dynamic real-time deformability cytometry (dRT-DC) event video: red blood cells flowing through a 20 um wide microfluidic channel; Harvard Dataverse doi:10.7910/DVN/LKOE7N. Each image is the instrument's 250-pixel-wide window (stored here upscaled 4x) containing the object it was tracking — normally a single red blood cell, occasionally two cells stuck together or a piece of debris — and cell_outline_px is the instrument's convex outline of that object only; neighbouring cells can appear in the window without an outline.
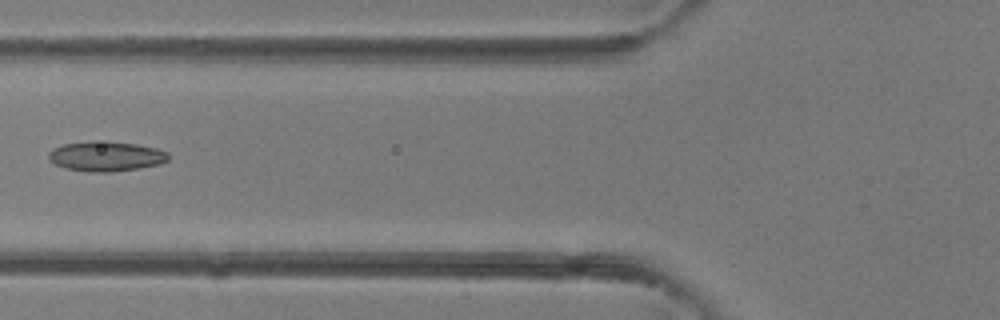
{"species": "common noctule bat (a hibernating species)", "species_latin": "Nyctalus noctula", "temperature_condition": "room temperature", "stored_images_in_passage": 42, "camera_frame_rate_fps": 3000, "um_per_image_px": 0.085, "animal": {"sex": "female"}, "frame": {"image": 1, "passage_image": 17, "time_ms": 5.333, "image_size_px": [1000, 320], "cell_outline_px": [[168, 160], [160, 164], [140, 168], [112, 172], [88, 172], [64, 168], [48, 160], [48, 152], [52, 148], [64, 144], [92, 140], [108, 140], [136, 144], [156, 148], [168, 152]], "centroid_in_image_um": [8.99, 13.27], "position_along_channel_um": 116.8, "area_um2": 21.27}}
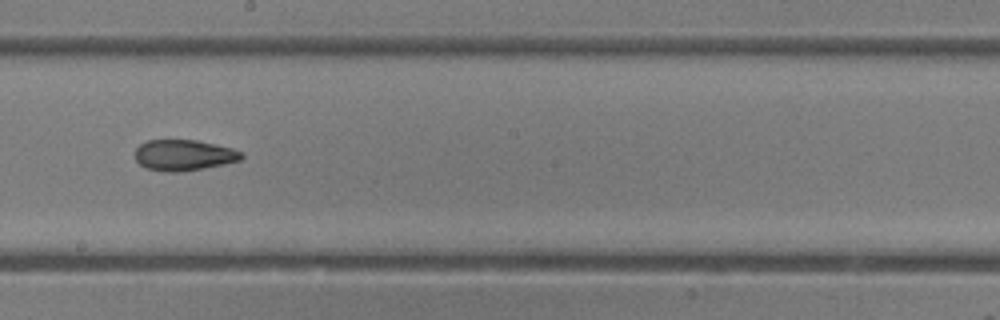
{"frame": {"image": 2, "passage_image": 24, "time_ms": 7.667, "image_size_px": [1000, 320], "cell_outline_px": [[244, 156], [240, 160], [224, 164], [204, 168], [180, 172], [164, 172], [144, 168], [136, 160], [136, 148], [140, 144], [148, 140], [196, 140], [232, 148], [244, 152]], "centroid_in_image_um": [15.63, 13.19], "position_along_channel_um": 232.6, "area_um2": 19.25}}
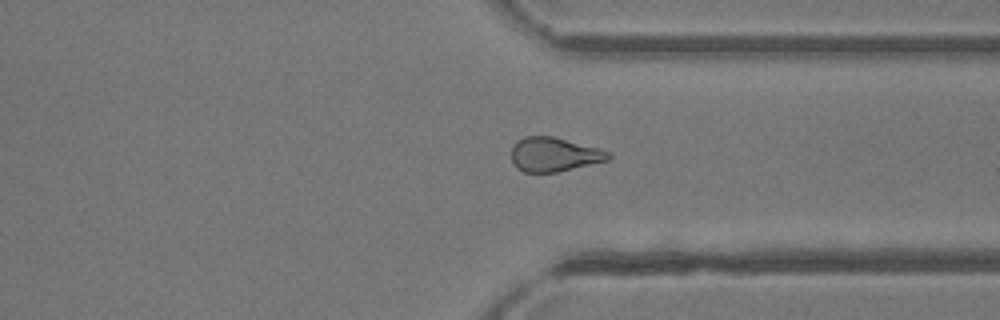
{"frame": {"image": 3, "passage_image": 32, "time_ms": 10.333, "image_size_px": [1000, 320], "cell_outline_px": [[612, 156], [608, 160], [556, 172], [524, 172], [516, 168], [512, 160], [512, 148], [516, 140], [524, 136], [552, 136], [596, 148], [608, 152]], "centroid_in_image_um": [47.04, 13.13], "position_along_channel_um": 364.4, "area_um2": 19.02}}